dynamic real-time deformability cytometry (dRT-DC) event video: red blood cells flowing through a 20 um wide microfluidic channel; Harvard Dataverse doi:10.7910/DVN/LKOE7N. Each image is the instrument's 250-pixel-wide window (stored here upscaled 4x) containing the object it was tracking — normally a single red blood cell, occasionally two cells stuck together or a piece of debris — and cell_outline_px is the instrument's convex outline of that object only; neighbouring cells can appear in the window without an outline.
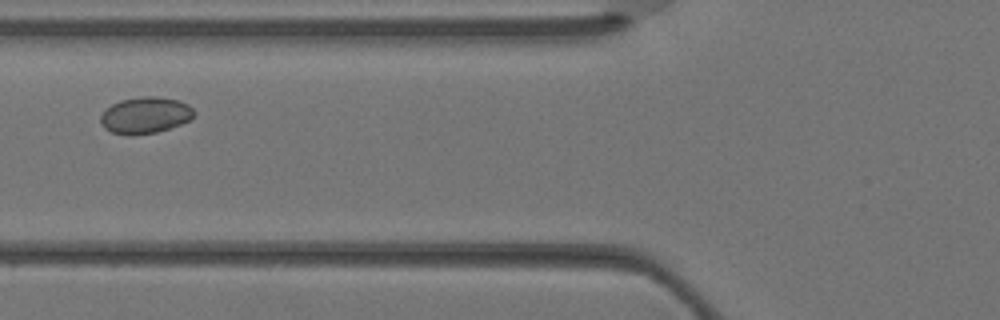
{"species": "Egyptian fruit bat (a non-hibernating species)", "species_latin": "Rousettus aegyptiacus", "temperature_condition": "warm", "stored_images_in_passage": 2, "camera_frame_rate_fps": 3000, "um_per_image_px": 0.085, "animal": {"sex": "female"}, "frame": {"image": 1, "passage_image": 2, "time_ms": 0.333, "image_size_px": [1000, 320], "cell_outline_px": [[196, 112], [188, 120], [180, 124], [156, 132], [132, 136], [128, 136], [112, 132], [104, 128], [100, 120], [100, 116], [112, 104], [120, 100], [144, 96], [160, 96], [180, 100], [188, 104]], "centroid_in_image_um": [12.35, 9.79], "position_along_channel_um": 113.5, "area_um2": 19.88}}